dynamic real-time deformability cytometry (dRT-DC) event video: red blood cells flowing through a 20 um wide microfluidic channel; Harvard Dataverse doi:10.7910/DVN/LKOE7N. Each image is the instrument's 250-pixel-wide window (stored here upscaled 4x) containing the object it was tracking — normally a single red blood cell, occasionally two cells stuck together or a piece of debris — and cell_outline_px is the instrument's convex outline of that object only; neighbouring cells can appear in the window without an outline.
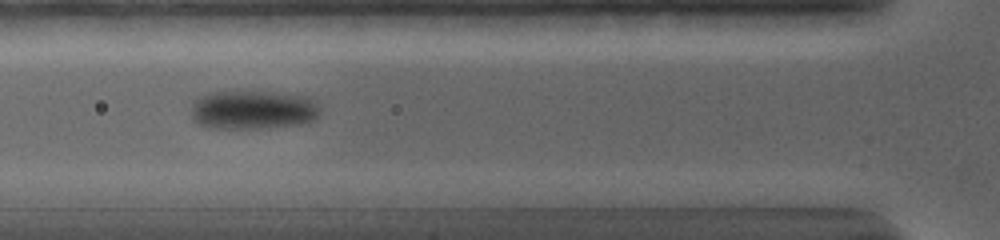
{"species": "common noctule bat (a hibernating species)", "species_latin": "Nyctalus noctula", "temperature_condition": "warm", "stored_images_in_passage": 14, "camera_frame_rate_fps": 5000, "um_per_image_px": 0.085, "animal": {"sex": "female", "body_mass_g": 19.0, "forearm_length_mm": 56.7}, "frame": {"image": 1, "passage_image": 6, "time_ms": 4.4, "image_size_px": [1000, 240], "cell_outline_px": [[320, 112], [316, 120], [300, 124], [260, 128], [212, 128], [196, 124], [192, 120], [192, 100], [196, 96], [208, 92], [268, 92], [308, 96], [316, 100], [320, 108]], "centroid_in_image_um": [21.49, 9.33], "position_along_channel_um": 104.3, "area_um2": 29.65}}
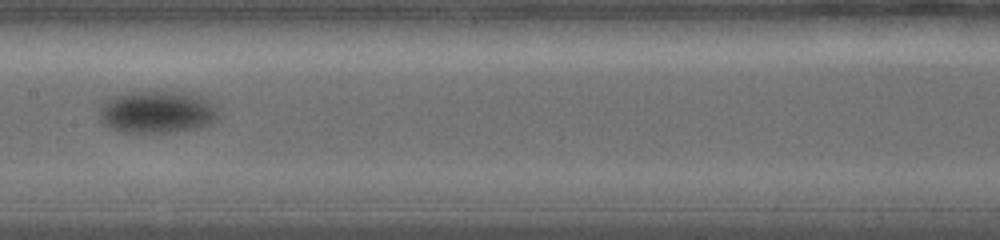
{"frame": {"image": 2, "passage_image": 9, "time_ms": 7.0, "image_size_px": [1000, 240], "cell_outline_px": [[216, 116], [208, 124], [196, 128], [168, 132], [120, 132], [104, 124], [100, 120], [100, 112], [104, 104], [108, 100], [124, 92], [180, 92], [200, 96], [208, 100], [216, 112]], "centroid_in_image_um": [13.3, 9.52], "position_along_channel_um": 194.1, "area_um2": 28.5}}
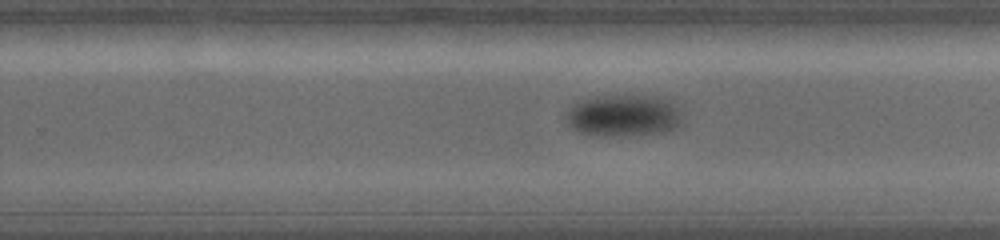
{"frame": {"image": 3, "passage_image": 13, "time_ms": 9.4, "image_size_px": [1000, 240], "cell_outline_px": [[680, 124], [668, 132], [604, 136], [580, 132], [572, 128], [564, 120], [572, 104], [592, 96], [660, 96], [672, 100], [676, 108], [680, 120]], "centroid_in_image_um": [52.97, 9.81], "position_along_channel_um": 276.8, "area_um2": 28.09}}